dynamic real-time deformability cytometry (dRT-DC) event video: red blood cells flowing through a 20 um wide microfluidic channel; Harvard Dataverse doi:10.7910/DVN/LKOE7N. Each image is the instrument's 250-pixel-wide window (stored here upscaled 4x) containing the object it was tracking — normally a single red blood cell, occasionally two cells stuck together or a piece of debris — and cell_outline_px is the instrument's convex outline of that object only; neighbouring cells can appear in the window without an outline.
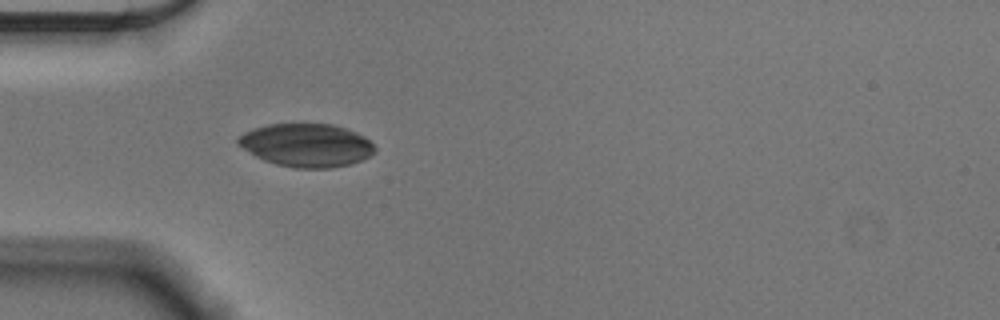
{"species": "Egyptian fruit bat (a non-hibernating species)", "species_latin": "Rousettus aegyptiacus", "temperature_condition": "cold", "stored_images_in_passage": 42, "camera_frame_rate_fps": 3000, "um_per_image_px": 0.085, "animal": {"sex": "male"}, "frame": {"image": 1, "passage_image": 3, "time_ms": 0.667, "image_size_px": [1000, 320], "cell_outline_px": [[376, 152], [352, 164], [332, 168], [296, 168], [276, 164], [264, 160], [256, 156], [236, 144], [236, 140], [244, 132], [252, 128], [268, 124], [332, 124], [356, 132], [364, 136], [376, 148]], "centroid_in_image_um": [26.04, 12.34], "position_along_channel_um": 59.0, "area_um2": 34.39}}
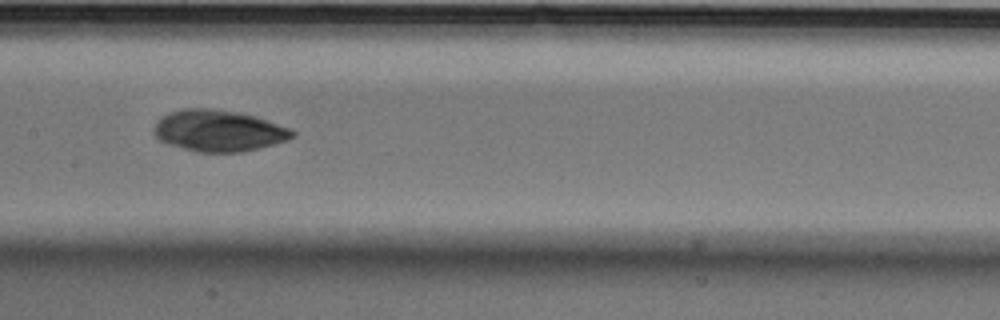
{"frame": {"image": 2, "passage_image": 14, "time_ms": 4.333, "image_size_px": [1000, 320], "cell_outline_px": [[296, 136], [288, 140], [240, 152], [196, 152], [168, 144], [160, 140], [156, 136], [152, 128], [168, 112], [184, 108], [212, 108], [236, 112], [256, 116], [292, 128], [296, 132]], "centroid_in_image_um": [18.61, 11.1], "position_along_channel_um": 188.8, "area_um2": 33.41}}
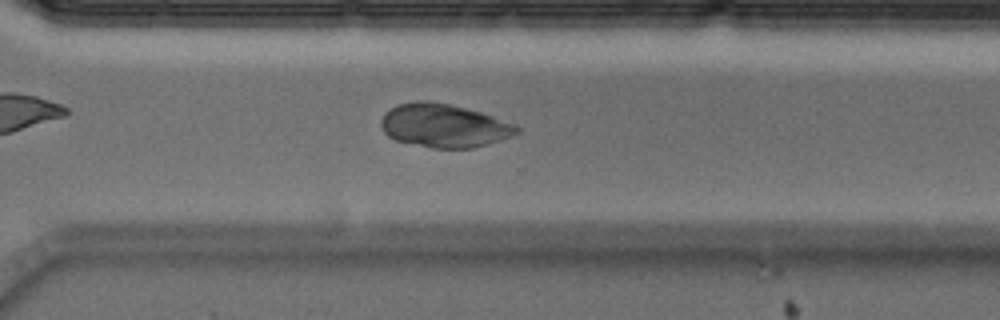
{"frame": {"image": 3, "passage_image": 26, "time_ms": 8.333, "image_size_px": [1000, 320], "cell_outline_px": [[520, 132], [512, 136], [488, 144], [472, 148], [432, 148], [396, 140], [388, 136], [384, 132], [380, 124], [380, 120], [384, 112], [396, 104], [416, 100], [424, 100], [448, 104], [480, 112], [516, 124], [520, 128]], "centroid_in_image_um": [37.72, 10.67], "position_along_channel_um": 332.9, "area_um2": 34.45}}